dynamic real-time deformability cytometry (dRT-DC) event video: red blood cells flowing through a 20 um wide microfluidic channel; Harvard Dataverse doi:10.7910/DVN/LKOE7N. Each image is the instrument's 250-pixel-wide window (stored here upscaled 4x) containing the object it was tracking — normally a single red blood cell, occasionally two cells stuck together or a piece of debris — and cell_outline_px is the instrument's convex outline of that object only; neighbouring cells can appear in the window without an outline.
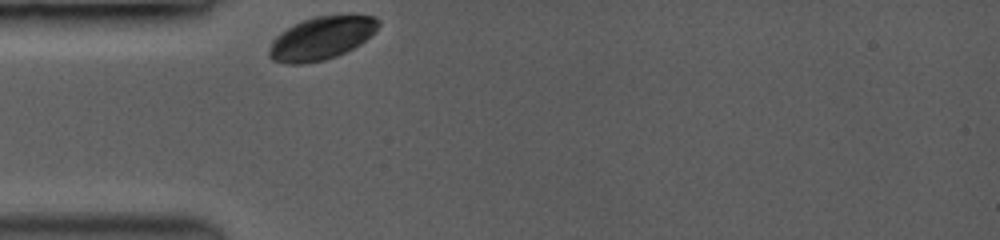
{"species": "common noctule bat (a hibernating species)", "species_latin": "Nyctalus noctula", "temperature_condition": "room temperature", "stored_images_in_passage": 34, "camera_frame_rate_fps": 3500, "um_per_image_px": 0.085, "animal": {"sex": "female", "body_mass_g": 19.0, "forearm_length_mm": 53.3}, "frame": {"image": 1, "passage_image": 1, "time_ms": 0.0, "image_size_px": [1000, 240], "cell_outline_px": [[380, 24], [360, 44], [336, 56], [324, 60], [300, 64], [288, 64], [272, 60], [268, 56], [268, 52], [272, 40], [280, 32], [292, 24], [316, 16], [376, 16], [380, 20]], "centroid_in_image_um": [27.25, 3.25], "position_along_channel_um": 57.7, "area_um2": 26.99}}
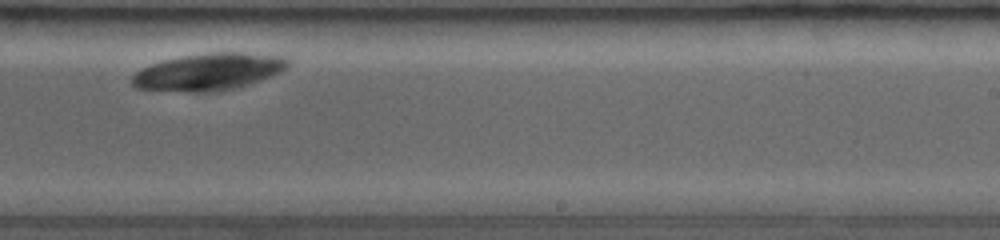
{"frame": {"image": 2, "passage_image": 22, "time_ms": 6.0, "image_size_px": [1000, 240], "cell_outline_px": [[288, 64], [280, 72], [248, 84], [232, 88], [136, 88], [132, 84], [132, 76], [136, 72], [152, 64], [164, 60], [180, 56], [212, 52], [244, 52], [284, 56], [288, 60]], "centroid_in_image_um": [17.81, 6.01], "position_along_channel_um": 271.2, "area_um2": 31.56}}
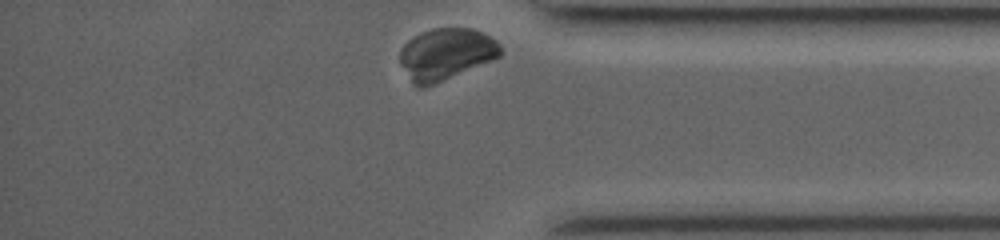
{"frame": {"image": 3, "passage_image": 34, "time_ms": 9.429, "image_size_px": [1000, 240], "cell_outline_px": [[500, 56], [436, 84], [424, 88], [416, 88], [412, 84], [400, 64], [400, 48], [408, 40], [432, 28], [472, 28], [484, 32], [496, 40], [500, 44]], "centroid_in_image_um": [37.88, 4.61], "position_along_channel_um": 397.3, "area_um2": 30.35}}